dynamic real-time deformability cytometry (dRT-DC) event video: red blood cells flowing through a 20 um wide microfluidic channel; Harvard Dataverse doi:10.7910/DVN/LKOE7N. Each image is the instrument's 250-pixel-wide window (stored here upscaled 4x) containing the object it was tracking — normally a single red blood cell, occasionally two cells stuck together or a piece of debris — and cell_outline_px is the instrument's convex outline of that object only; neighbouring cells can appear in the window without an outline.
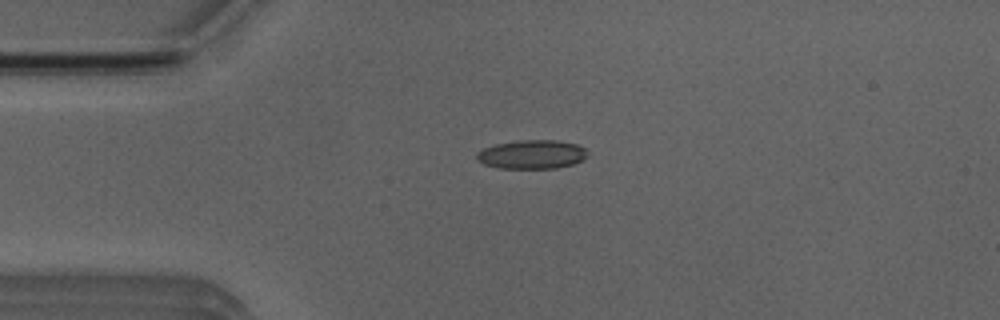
{"species": "Egyptian fruit bat (a non-hibernating species)", "species_latin": "Rousettus aegyptiacus", "temperature_condition": "room temperature", "stored_images_in_passage": 2, "camera_frame_rate_fps": 3000, "um_per_image_px": 0.085, "animal": {"sex": "male"}, "frame": {"image": 1, "passage_image": 1, "time_ms": 0.0, "image_size_px": [1000, 320], "cell_outline_px": [[588, 156], [584, 160], [572, 164], [556, 168], [500, 168], [484, 164], [476, 160], [476, 152], [484, 148], [496, 144], [520, 140], [556, 140], [576, 144], [584, 148], [588, 152]], "centroid_in_image_um": [45.22, 13.12], "position_along_channel_um": 39.8, "area_um2": 18.67}}